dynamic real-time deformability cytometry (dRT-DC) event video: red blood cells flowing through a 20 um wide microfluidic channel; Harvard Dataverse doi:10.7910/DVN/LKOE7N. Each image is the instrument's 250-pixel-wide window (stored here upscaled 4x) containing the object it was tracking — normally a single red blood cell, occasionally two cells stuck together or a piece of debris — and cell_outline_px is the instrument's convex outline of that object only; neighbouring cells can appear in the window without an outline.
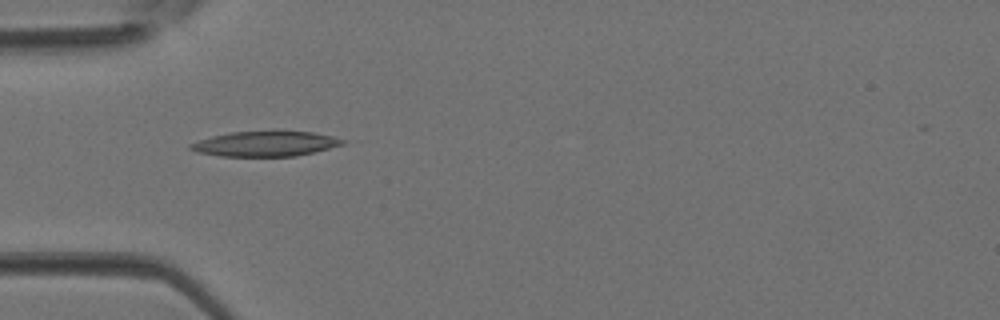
{"species": "Egyptian fruit bat (a non-hibernating species)", "species_latin": "Rousettus aegyptiacus", "temperature_condition": "room temperature", "stored_images_in_passage": 2, "camera_frame_rate_fps": 3000, "um_per_image_px": 0.085, "animal": {"sex": "female"}, "frame": {"image": 1, "passage_image": 1, "time_ms": 0.0, "image_size_px": [1000, 320], "cell_outline_px": [[348, 140], [344, 144], [296, 156], [220, 156], [196, 152], [188, 148], [188, 144], [212, 136], [232, 132], [276, 128], [312, 132], [332, 136]], "centroid_in_image_um": [22.57, 12.17], "position_along_channel_um": 62.4, "area_um2": 23.06}}
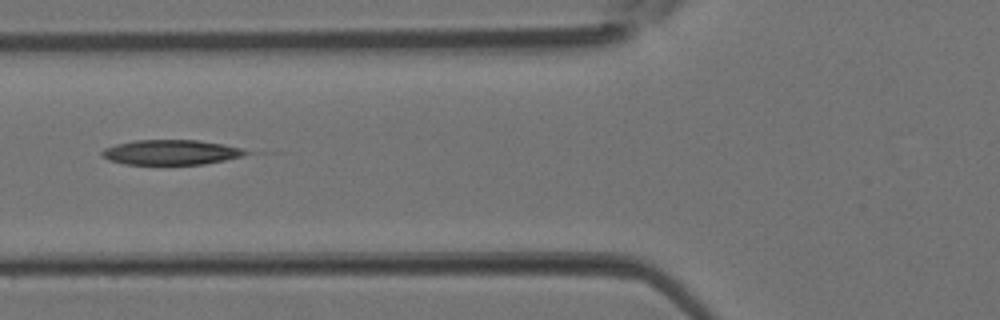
{"frame": {"image": 2, "passage_image": 2, "time_ms": 0.333, "image_size_px": [1000, 320], "cell_outline_px": [[284, 152], [204, 164], [124, 164], [108, 160], [100, 152], [104, 148], [116, 144], [132, 140], [196, 140]], "centroid_in_image_um": [15.13, 12.94], "position_along_channel_um": 110.7, "area_um2": 22.89}}